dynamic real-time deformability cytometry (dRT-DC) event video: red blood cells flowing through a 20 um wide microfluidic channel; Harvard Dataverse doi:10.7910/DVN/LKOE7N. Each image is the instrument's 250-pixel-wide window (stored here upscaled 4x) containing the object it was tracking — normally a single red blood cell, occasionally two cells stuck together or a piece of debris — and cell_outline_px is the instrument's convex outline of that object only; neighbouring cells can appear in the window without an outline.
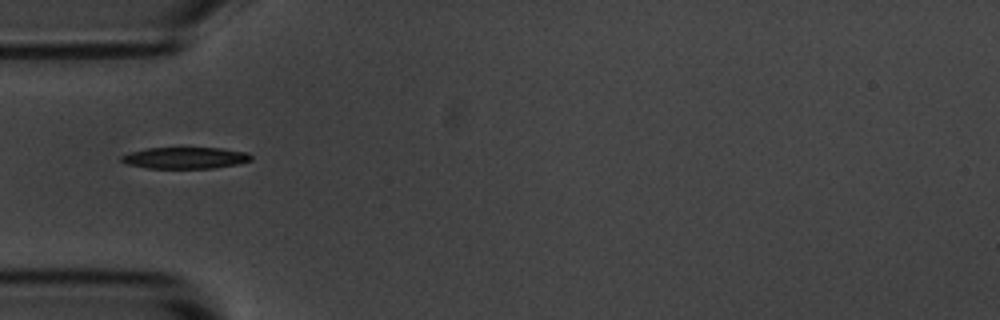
{"species": "common noctule bat (a hibernating species)", "species_latin": "Nyctalus noctula", "temperature_condition": "room temperature", "stored_images_in_passage": 10, "camera_frame_rate_fps": 3000, "um_per_image_px": 0.085, "animal": {"sex": "male", "body_mass_g": 20.1, "forearm_length_mm": 53.5}, "frame": {"image": 1, "passage_image": 5, "time_ms": 1.333, "image_size_px": [1000, 320], "cell_outline_px": [[252, 160], [236, 164], [212, 168], [148, 168], [124, 164], [120, 160], [120, 156], [132, 152], [148, 148], [224, 148], [248, 152], [252, 156]], "centroid_in_image_um": [15.74, 13.42], "position_along_channel_um": 69.3, "area_um2": 16.24}}
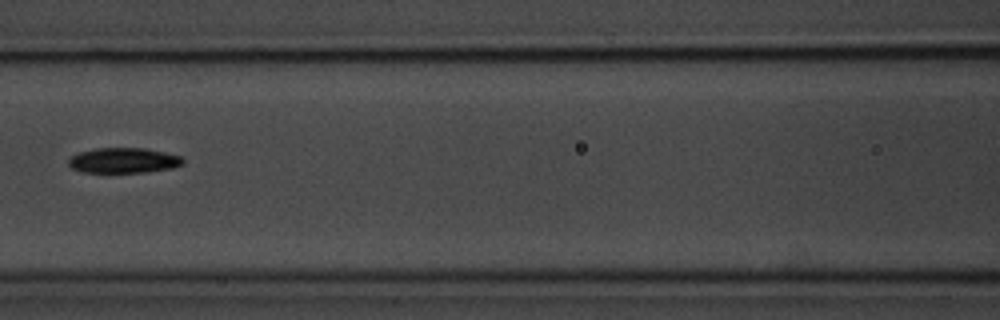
{"frame": {"image": 2, "passage_image": 7, "time_ms": 2.0, "image_size_px": [1000, 320], "cell_outline_px": [[184, 164], [172, 168], [148, 172], [84, 172], [72, 168], [68, 164], [68, 160], [72, 156], [80, 152], [96, 148], [144, 148], [164, 152], [180, 156], [184, 160]], "centroid_in_image_um": [10.52, 13.64], "position_along_channel_um": 156.1, "area_um2": 16.76}}